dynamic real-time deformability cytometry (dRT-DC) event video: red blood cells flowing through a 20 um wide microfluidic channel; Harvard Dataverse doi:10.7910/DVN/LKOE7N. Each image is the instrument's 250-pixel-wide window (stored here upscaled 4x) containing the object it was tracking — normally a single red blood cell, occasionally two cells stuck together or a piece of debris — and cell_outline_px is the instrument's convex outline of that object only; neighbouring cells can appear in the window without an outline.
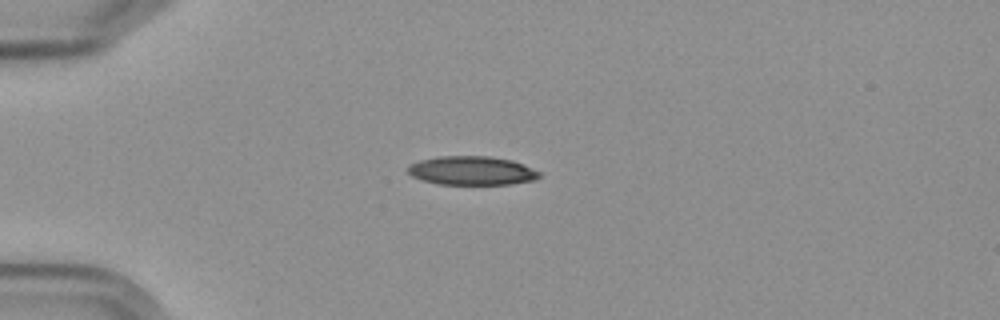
{"species": "Egyptian fruit bat (a non-hibernating species)", "species_latin": "Rousettus aegyptiacus", "temperature_condition": "cold", "stored_images_in_passage": 4, "camera_frame_rate_fps": 3000, "um_per_image_px": 0.085, "frame": {"image": 1, "passage_image": 1, "time_ms": 0.0, "image_size_px": [1000, 320], "cell_outline_px": [[540, 176], [536, 180], [512, 184], [436, 184], [420, 180], [412, 176], [408, 172], [408, 164], [420, 160], [440, 156], [488, 156], [512, 160], [540, 172]], "centroid_in_image_um": [40.08, 14.51], "position_along_channel_um": 44.9, "area_um2": 22.14}}
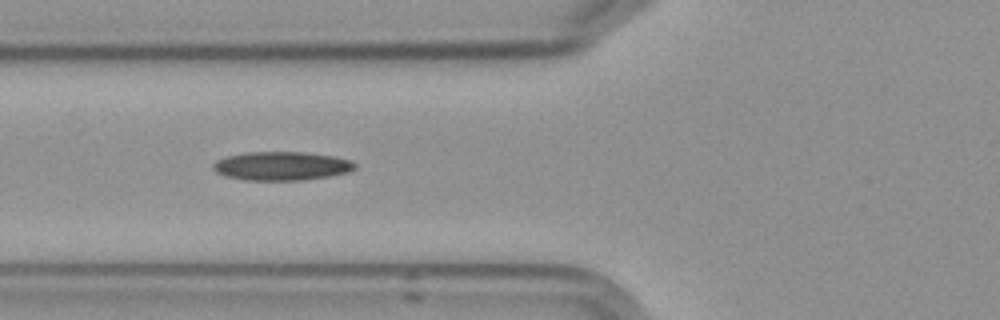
{"frame": {"image": 2, "passage_image": 3, "time_ms": 2.333, "image_size_px": [1000, 320], "cell_outline_px": [[356, 168], [348, 172], [328, 176], [304, 180], [244, 180], [224, 176], [216, 172], [212, 168], [212, 164], [216, 160], [228, 156], [244, 152], [304, 152], [332, 156], [348, 160], [356, 164]], "centroid_in_image_um": [23.88, 14.11], "position_along_channel_um": 101.9, "area_um2": 23.7}}